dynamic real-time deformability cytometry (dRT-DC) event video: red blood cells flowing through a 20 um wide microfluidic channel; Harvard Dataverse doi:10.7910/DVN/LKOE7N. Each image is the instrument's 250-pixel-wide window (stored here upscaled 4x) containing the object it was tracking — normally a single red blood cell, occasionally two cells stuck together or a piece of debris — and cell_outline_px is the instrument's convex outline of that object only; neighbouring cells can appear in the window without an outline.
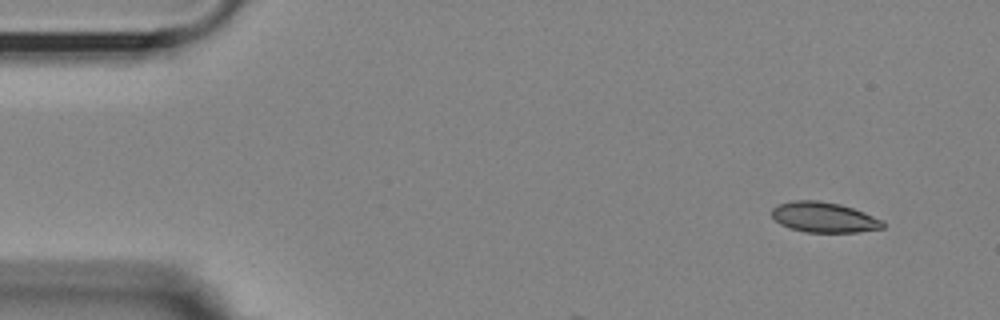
{"species": "Egyptian fruit bat (a non-hibernating species)", "species_latin": "Rousettus aegyptiacus", "temperature_condition": "room temperature", "stored_images_in_passage": 7, "camera_frame_rate_fps": 3000, "um_per_image_px": 0.085, "animal": {"sex": "female"}, "frame": {"image": 1, "passage_image": 1, "time_ms": 0.0, "image_size_px": [1000, 320], "cell_outline_px": [[884, 228], [860, 232], [804, 232], [780, 224], [772, 216], [772, 208], [780, 204], [792, 200], [820, 200], [840, 204], [852, 208], [884, 220]], "centroid_in_image_um": [70.06, 18.47], "position_along_channel_um": 14.9, "area_um2": 19.59}}